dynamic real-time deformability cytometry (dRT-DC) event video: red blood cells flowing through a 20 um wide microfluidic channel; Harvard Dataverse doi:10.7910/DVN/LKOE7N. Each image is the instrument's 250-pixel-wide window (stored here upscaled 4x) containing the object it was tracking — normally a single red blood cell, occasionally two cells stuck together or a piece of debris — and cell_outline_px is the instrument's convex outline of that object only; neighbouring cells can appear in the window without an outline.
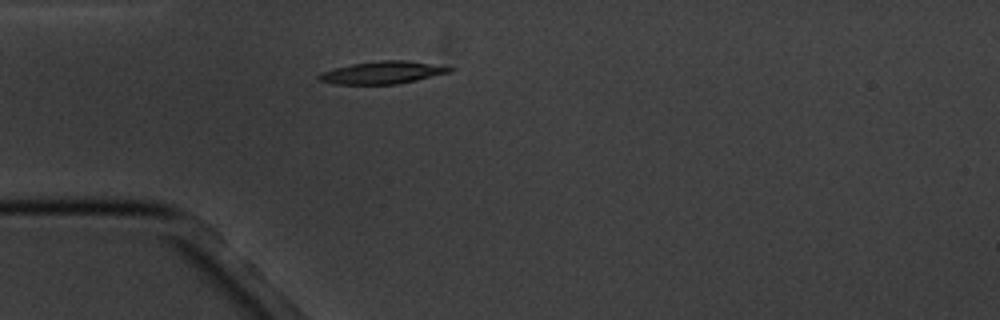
{"species": "common noctule bat (a hibernating species)", "species_latin": "Nyctalus noctula", "temperature_condition": "cold", "stored_images_in_passage": 4, "camera_frame_rate_fps": 3000, "um_per_image_px": 0.085, "animal": {"sex": "male", "body_mass_g": 20.1, "forearm_length_mm": 53.5}, "frame": {"image": 1, "passage_image": 4, "time_ms": 3.667, "image_size_px": [1000, 320], "cell_outline_px": [[456, 68], [452, 72], [416, 80], [396, 84], [336, 84], [316, 80], [316, 76], [320, 72], [352, 64], [380, 60], [404, 60]], "centroid_in_image_um": [32.48, 6.17], "position_along_channel_um": 52.5, "area_um2": 17.05}}